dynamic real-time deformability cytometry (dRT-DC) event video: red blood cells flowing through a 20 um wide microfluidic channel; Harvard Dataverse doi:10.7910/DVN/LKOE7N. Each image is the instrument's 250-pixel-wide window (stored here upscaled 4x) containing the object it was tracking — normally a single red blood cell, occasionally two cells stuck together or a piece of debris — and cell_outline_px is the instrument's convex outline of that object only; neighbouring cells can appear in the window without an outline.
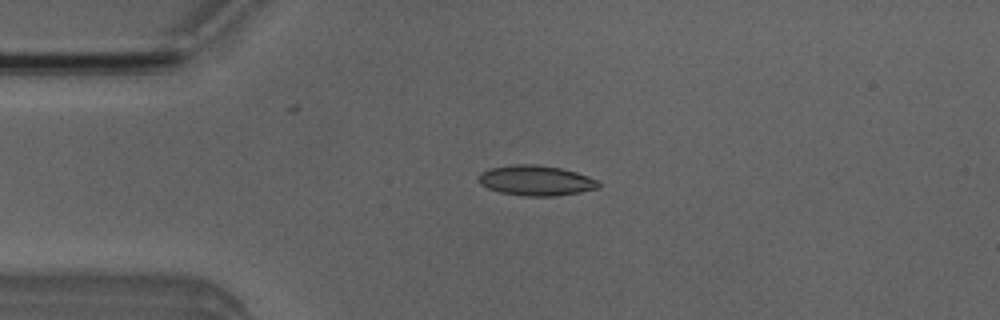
{"species": "Egyptian fruit bat (a non-hibernating species)", "species_latin": "Rousettus aegyptiacus", "temperature_condition": "room temperature", "stored_images_in_passage": 50, "camera_frame_rate_fps": 3000, "um_per_image_px": 0.085, "animal": {"sex": "male"}, "frame": {"image": 1, "passage_image": 11, "time_ms": 3.333, "image_size_px": [1000, 320], "cell_outline_px": [[600, 188], [580, 192], [556, 196], [524, 196], [500, 192], [488, 188], [480, 184], [476, 180], [476, 176], [480, 172], [488, 168], [512, 164], [536, 164], [560, 168], [576, 172], [588, 176], [596, 180], [600, 184]], "centroid_in_image_um": [45.5, 15.34], "position_along_channel_um": 39.5, "area_um2": 21.39}}
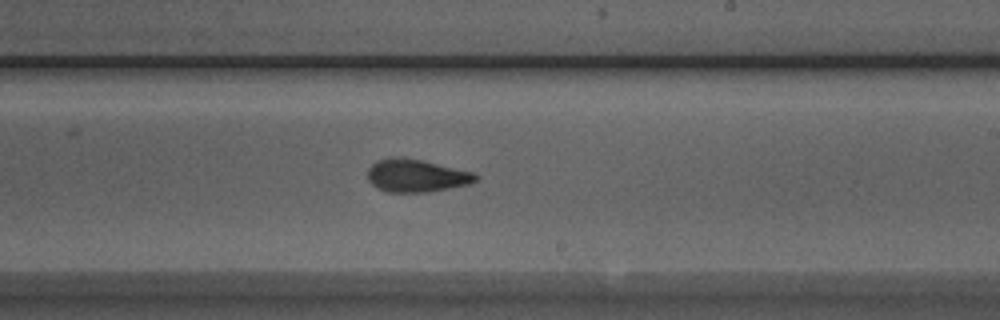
{"frame": {"image": 2, "passage_image": 29, "time_ms": 9.333, "image_size_px": [1000, 320], "cell_outline_px": [[480, 176], [476, 180], [468, 184], [448, 188], [424, 192], [388, 192], [376, 188], [368, 180], [368, 168], [376, 160], [388, 156], [400, 156], [420, 160], [472, 172]], "centroid_in_image_um": [35.32, 14.91], "position_along_channel_um": 253.7, "area_um2": 20.58}}
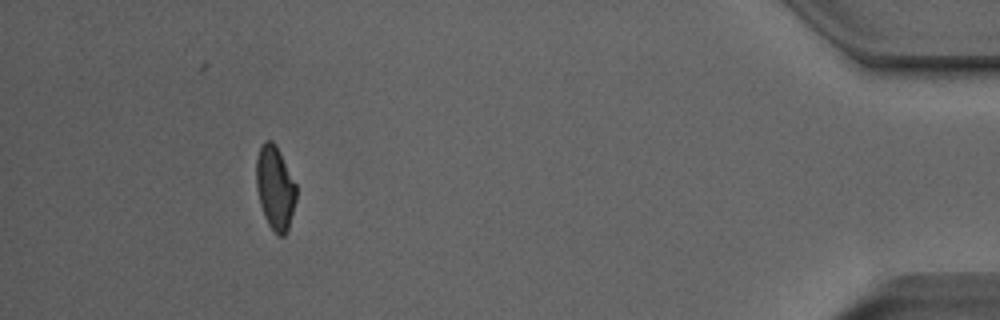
{"frame": {"image": 3, "passage_image": 46, "time_ms": 15.0, "image_size_px": [1000, 320], "cell_outline_px": [[296, 200], [288, 232], [284, 236], [276, 236], [268, 224], [264, 216], [260, 204], [256, 188], [256, 160], [260, 144], [264, 140], [272, 140], [276, 144], [296, 184]], "centroid_in_image_um": [23.38, 15.98], "position_along_channel_um": 411.8, "area_um2": 19.88}, "authors_computed_cell_mechanics": {"area_um2": 20.3745, "velocity_mm_per_s": 3.9786, "shape_relaxation_time_tau1_ms": 3.8149, "shape_relaxation_time_tau2_ms": 1.919, "deformation_change_tau1": 0.132, "deformation_change_tau2": 0.0739}}